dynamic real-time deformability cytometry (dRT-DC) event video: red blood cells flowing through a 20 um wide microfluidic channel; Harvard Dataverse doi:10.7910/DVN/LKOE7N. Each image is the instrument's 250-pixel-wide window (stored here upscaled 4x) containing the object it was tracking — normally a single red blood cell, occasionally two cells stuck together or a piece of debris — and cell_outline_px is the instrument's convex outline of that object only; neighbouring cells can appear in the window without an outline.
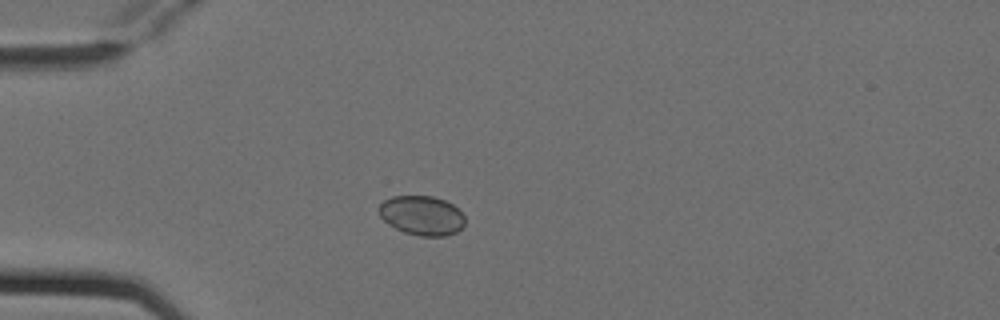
{"species": "Egyptian fruit bat (a non-hibernating species)", "species_latin": "Rousettus aegyptiacus", "temperature_condition": "cold", "stored_images_in_passage": 3, "camera_frame_rate_fps": 3000, "um_per_image_px": 0.085, "animal": {"sex": "female"}, "frame": {"image": 1, "passage_image": 3, "time_ms": 0.667, "image_size_px": [1000, 320], "cell_outline_px": [[464, 224], [456, 232], [444, 236], [420, 236], [404, 232], [388, 224], [380, 216], [380, 204], [384, 200], [392, 196], [432, 196], [444, 200], [452, 204], [464, 216]], "centroid_in_image_um": [35.85, 18.31], "position_along_channel_um": 49.2, "area_um2": 19.54}}